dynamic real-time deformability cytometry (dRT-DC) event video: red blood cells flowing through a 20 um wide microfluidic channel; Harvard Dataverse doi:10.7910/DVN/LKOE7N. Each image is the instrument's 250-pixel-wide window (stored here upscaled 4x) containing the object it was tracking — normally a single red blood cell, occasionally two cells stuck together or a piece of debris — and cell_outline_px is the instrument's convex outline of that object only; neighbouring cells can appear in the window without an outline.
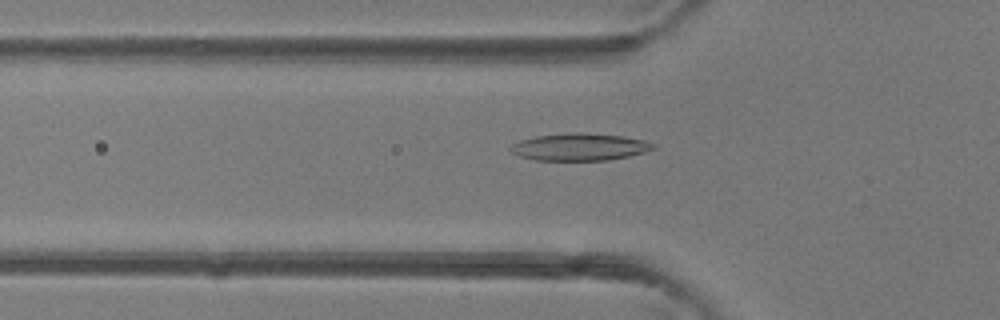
{"species": "common noctule bat (a hibernating species)", "species_latin": "Nyctalus noctula", "temperature_condition": "room temperature", "stored_images_in_passage": 35, "camera_frame_rate_fps": 3000, "um_per_image_px": 0.085, "animal": {"sex": "female"}, "frame": {"image": 1, "passage_image": 4, "time_ms": 1.0, "image_size_px": [1000, 320], "cell_outline_px": [[656, 148], [644, 152], [628, 156], [608, 160], [536, 160], [520, 156], [512, 152], [508, 148], [512, 144], [520, 140], [536, 136], [576, 132], [580, 132], [624, 136], [644, 140], [656, 144]], "centroid_in_image_um": [49.28, 12.48], "position_along_channel_um": 76.5, "area_um2": 22.6}}
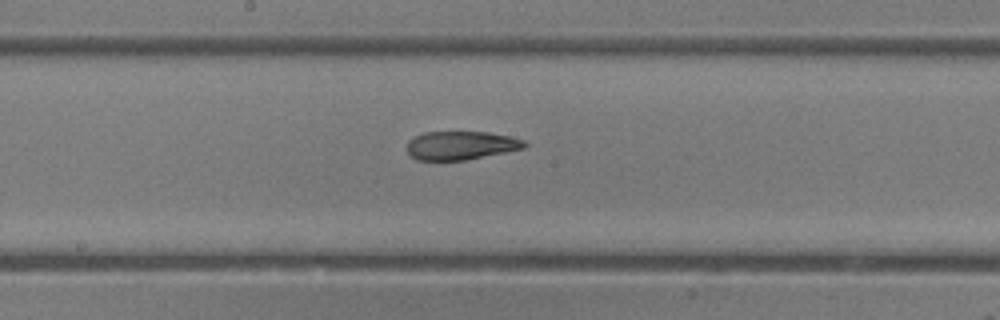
{"frame": {"image": 2, "passage_image": 13, "time_ms": 4.0, "image_size_px": [1000, 320], "cell_outline_px": [[528, 144], [524, 148], [464, 160], [416, 160], [408, 152], [408, 140], [424, 132], [488, 132], [508, 136], [524, 140]], "centroid_in_image_um": [39.17, 12.36], "position_along_channel_um": 209.0, "area_um2": 19.31}}
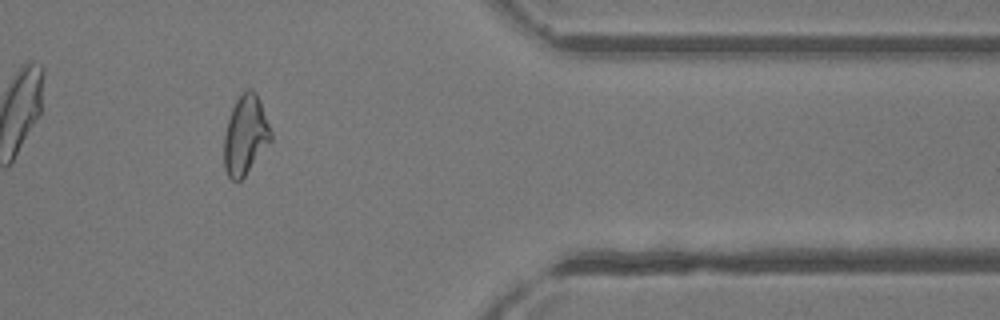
{"frame": {"image": 3, "passage_image": 27, "time_ms": 8.667, "image_size_px": [1000, 320], "cell_outline_px": [[272, 140], [244, 176], [240, 180], [232, 180], [228, 176], [224, 168], [224, 136], [228, 120], [232, 108], [236, 100], [248, 88], [252, 88], [256, 92], [260, 100], [272, 132]], "centroid_in_image_um": [20.87, 11.47], "position_along_channel_um": 390.5, "area_um2": 21.5}, "authors_computed_cell_mechanics": {"area_um2": 21.3282, "velocity_mm_per_s": 4.3766, "shape_relaxation_time_tau1_ms": null, "shape_relaxation_time_tau2_ms": 2.3625, "deformation_change_tau1": null, "deformation_change_tau2": 0.1077}}